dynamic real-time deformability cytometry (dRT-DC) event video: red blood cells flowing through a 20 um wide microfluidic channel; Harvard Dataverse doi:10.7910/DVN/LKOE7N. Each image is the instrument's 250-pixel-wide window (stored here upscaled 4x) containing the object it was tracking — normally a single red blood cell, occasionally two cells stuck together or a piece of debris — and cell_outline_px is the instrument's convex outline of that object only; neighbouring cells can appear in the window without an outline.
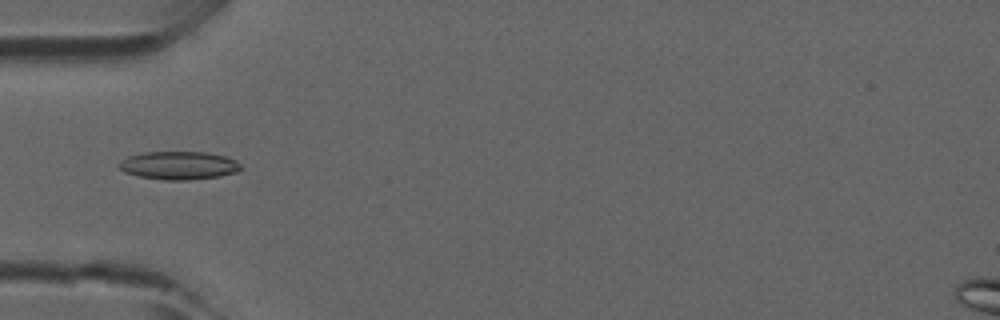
{"species": "common noctule bat (a hibernating species)", "species_latin": "Nyctalus noctula", "temperature_condition": "room temperature", "stored_images_in_passage": 46, "camera_frame_rate_fps": 3000, "um_per_image_px": 0.085, "animal": {"sex": "male", "forearm_length_mm": 52.5}, "frame": {"image": 1, "passage_image": 14, "time_ms": 4.333, "image_size_px": [1000, 320], "cell_outline_px": [[244, 168], [236, 172], [220, 176], [188, 180], [164, 180], [140, 176], [124, 172], [120, 168], [120, 164], [128, 156], [144, 152], [208, 152], [224, 156], [236, 160]], "centroid_in_image_um": [15.25, 14.06], "position_along_channel_um": 69.7, "area_um2": 19.88}}
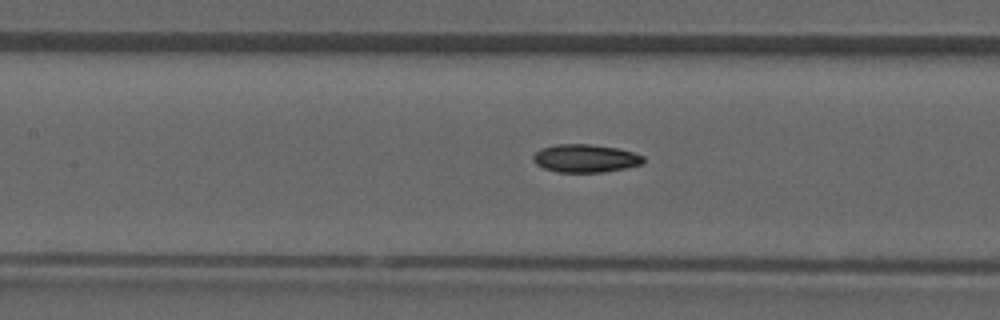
{"frame": {"image": 2, "passage_image": 20, "time_ms": 6.333, "image_size_px": [1000, 320], "cell_outline_px": [[644, 164], [604, 172], [556, 172], [544, 168], [536, 164], [532, 160], [532, 156], [540, 148], [556, 144], [592, 144], [616, 148], [632, 152], [644, 156]], "centroid_in_image_um": [49.74, 13.46], "position_along_channel_um": 157.7, "area_um2": 18.09}}